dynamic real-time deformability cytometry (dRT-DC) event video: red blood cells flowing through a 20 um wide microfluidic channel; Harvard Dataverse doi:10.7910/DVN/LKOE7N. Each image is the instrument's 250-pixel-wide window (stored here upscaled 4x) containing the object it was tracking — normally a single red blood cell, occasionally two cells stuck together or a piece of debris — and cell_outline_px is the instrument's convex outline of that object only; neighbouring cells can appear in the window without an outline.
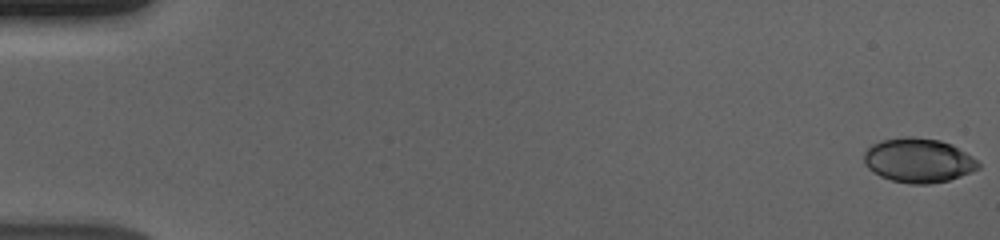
{"species": "human", "species_latin": "Homo sapiens", "temperature_condition": "cold", "stored_images_in_passage": 57, "camera_frame_rate_fps": 3000, "um_per_image_px": 0.085, "donor": {"sex": "male"}, "frame": {"image": 1, "passage_image": 1, "time_ms": 0.0, "image_size_px": [1000, 240], "cell_outline_px": [[980, 168], [960, 176], [948, 180], [928, 184], [908, 184], [892, 180], [880, 176], [872, 172], [864, 164], [864, 152], [872, 144], [880, 140], [904, 136], [912, 136], [940, 140], [952, 144], [976, 160], [980, 164]], "centroid_in_image_um": [78.02, 13.62], "position_along_channel_um": 7.0, "area_um2": 29.59}}
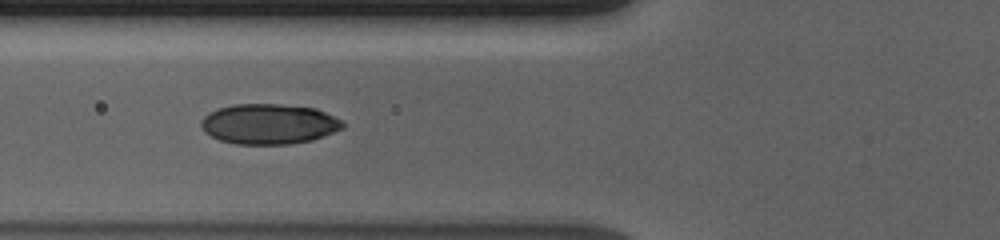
{"frame": {"image": 2, "passage_image": 23, "time_ms": 7.333, "image_size_px": [1000, 240], "cell_outline_px": [[344, 128], [312, 140], [288, 144], [236, 144], [220, 140], [204, 132], [200, 124], [200, 120], [208, 112], [220, 108], [236, 104], [280, 104], [316, 108], [340, 120], [344, 124]], "centroid_in_image_um": [22.83, 10.54], "position_along_channel_um": 103.0, "area_um2": 33.12}}
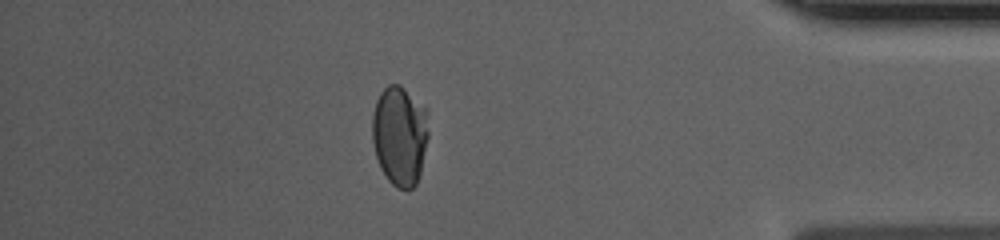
{"frame": {"image": 3, "passage_image": 50, "time_ms": 16.333, "image_size_px": [1000, 240], "cell_outline_px": [[428, 136], [420, 172], [416, 184], [408, 192], [396, 188], [388, 180], [380, 168], [376, 156], [372, 140], [372, 116], [376, 100], [380, 92], [388, 84], [400, 84], [428, 108]], "centroid_in_image_um": [33.98, 11.51], "position_along_channel_um": 401.2, "area_um2": 33.35}, "authors_computed_cell_mechanics": {"area_um2": 32.7148, "velocity_mm_per_s": 3.6978, "shape_relaxation_time_tau1_ms": 9.3052, "shape_relaxation_time_tau2_ms": null, "deformation_change_tau1": 0.1978, "deformation_change_tau2": null}}